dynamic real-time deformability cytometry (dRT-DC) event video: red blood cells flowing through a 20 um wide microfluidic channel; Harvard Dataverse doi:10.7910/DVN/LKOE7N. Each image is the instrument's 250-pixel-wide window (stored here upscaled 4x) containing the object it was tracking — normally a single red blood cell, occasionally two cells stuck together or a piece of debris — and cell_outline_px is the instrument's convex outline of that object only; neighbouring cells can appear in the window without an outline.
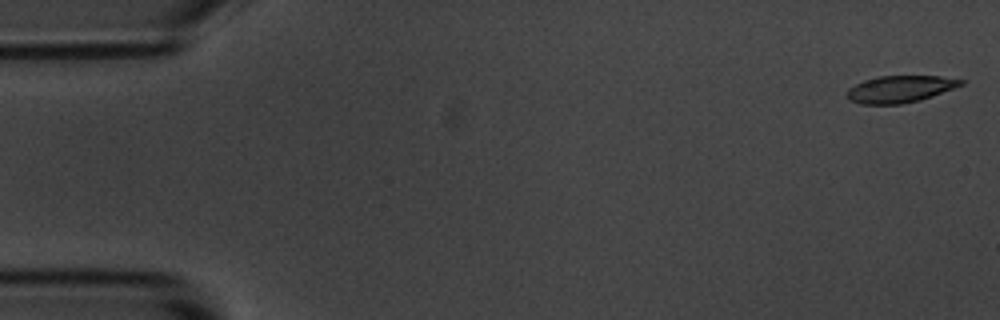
{"species": "common noctule bat (a hibernating species)", "species_latin": "Nyctalus noctula", "temperature_condition": "room temperature", "stored_images_in_passage": 55, "camera_frame_rate_fps": 3000, "um_per_image_px": 0.085, "animal": {"sex": "male", "body_mass_g": 20.1, "forearm_length_mm": 53.5}, "frame": {"image": 1, "passage_image": 1, "time_ms": 0.0, "image_size_px": [1000, 320], "cell_outline_px": [[968, 80], [964, 84], [932, 96], [920, 100], [900, 104], [860, 104], [848, 100], [848, 88], [864, 80], [880, 76], [940, 76]], "centroid_in_image_um": [76.53, 7.57], "position_along_channel_um": 8.5, "area_um2": 17.86}}
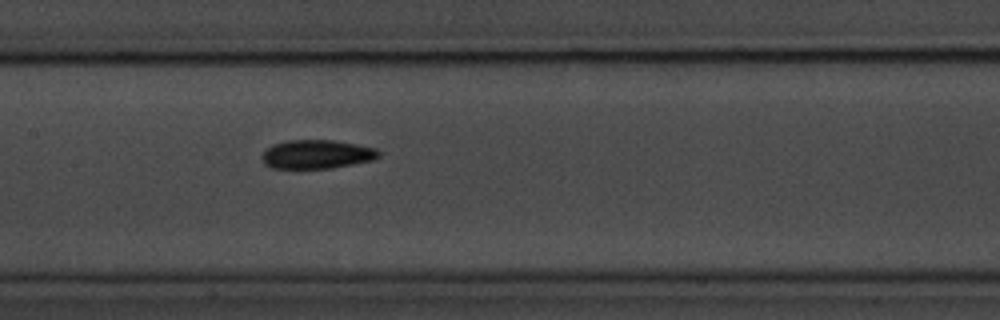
{"frame": {"image": 2, "passage_image": 26, "time_ms": 8.333, "image_size_px": [1000, 320], "cell_outline_px": [[380, 156], [376, 160], [332, 168], [272, 168], [264, 164], [260, 156], [272, 144], [288, 140], [332, 140], [356, 144], [376, 148], [380, 152]], "centroid_in_image_um": [26.94, 13.12], "position_along_channel_um": 180.5, "area_um2": 19.77}}
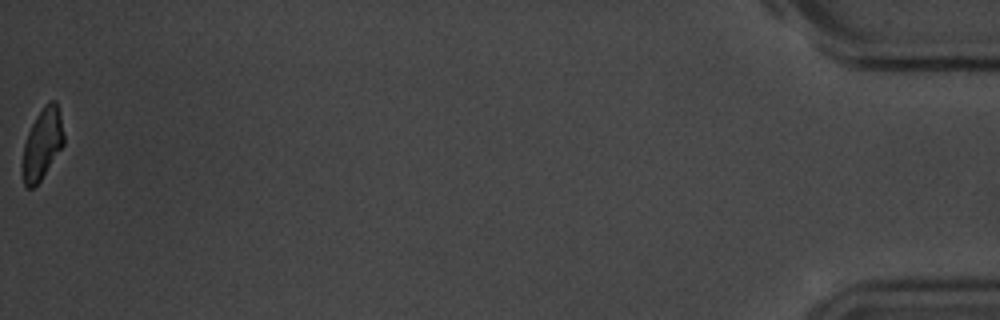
{"frame": {"image": 3, "passage_image": 55, "time_ms": 18.0, "image_size_px": [1000, 320], "cell_outline_px": [[64, 144], [40, 180], [32, 188], [28, 188], [24, 184], [20, 172], [20, 164], [24, 144], [28, 132], [36, 116], [44, 104], [52, 100], [56, 100], [60, 112], [64, 136]], "centroid_in_image_um": [3.56, 12.24], "position_along_channel_um": 431.6, "area_um2": 17.28}, "authors_computed_cell_mechanics": {"area_um2": 18.8428, "velocity_mm_per_s": 3.6258, "shape_relaxation_time_tau1_ms": 3.1422, "shape_relaxation_time_tau2_ms": 11.3625, "deformation_change_tau1": 0.1201, "deformation_change_tau2": 0.1768}}